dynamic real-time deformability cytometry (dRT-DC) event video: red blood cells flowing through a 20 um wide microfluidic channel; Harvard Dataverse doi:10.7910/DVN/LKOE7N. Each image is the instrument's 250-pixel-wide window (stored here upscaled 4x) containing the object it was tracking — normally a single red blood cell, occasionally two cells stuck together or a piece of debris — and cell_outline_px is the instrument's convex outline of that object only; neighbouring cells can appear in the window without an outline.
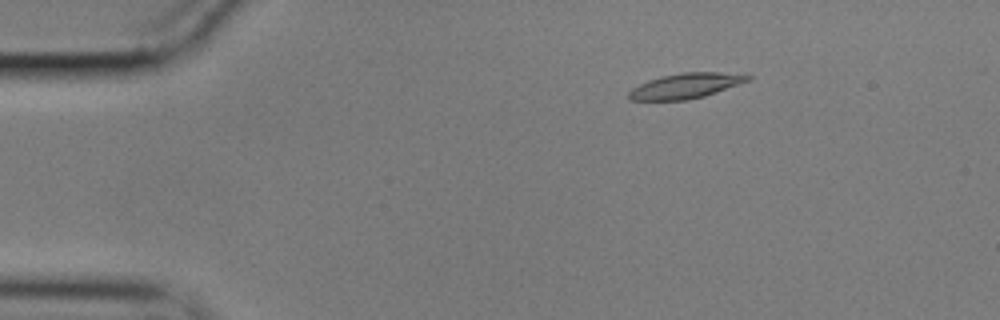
{"species": "common noctule bat (a hibernating species)", "species_latin": "Nyctalus noctula", "temperature_condition": "cold", "stored_images_in_passage": 57, "camera_frame_rate_fps": 3000, "um_per_image_px": 0.085, "animal": {"sex": "male", "body_mass_g": 17.9}, "frame": {"image": 1, "passage_image": 9, "time_ms": 2.667, "image_size_px": [1000, 320], "cell_outline_px": [[752, 76], [748, 80], [704, 96], [688, 100], [628, 100], [628, 92], [632, 88], [648, 80], [660, 76], [680, 72], [720, 72]], "centroid_in_image_um": [58.19, 7.29], "position_along_channel_um": 26.8, "area_um2": 17.22}}
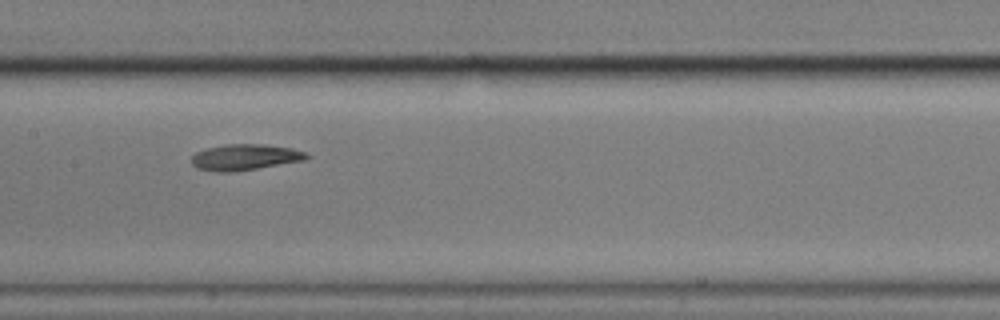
{"frame": {"image": 2, "passage_image": 28, "time_ms": 9.0, "image_size_px": [1000, 320], "cell_outline_px": [[312, 156], [308, 160], [256, 168], [228, 172], [216, 172], [196, 168], [192, 164], [192, 156], [196, 152], [208, 148], [228, 144], [264, 144], [292, 148], [308, 152]], "centroid_in_image_um": [20.89, 13.36], "position_along_channel_um": 186.5, "area_um2": 17.51}}
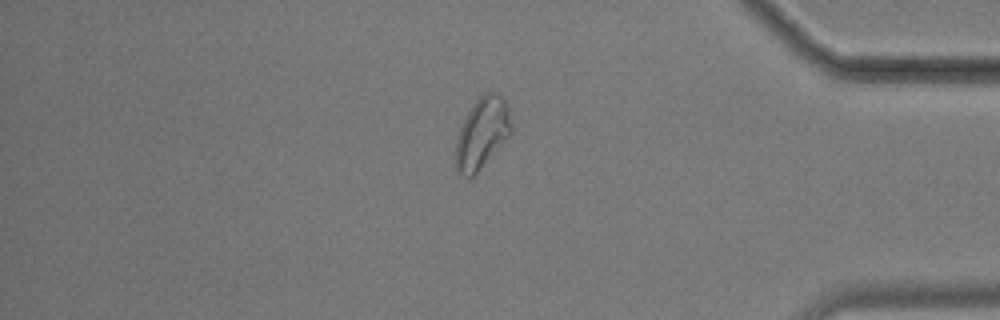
{"frame": {"image": 3, "passage_image": 48, "time_ms": 15.667, "image_size_px": [1000, 320], "cell_outline_px": [[512, 132], [476, 172], [468, 180], [456, 172], [456, 140], [460, 128], [468, 112], [476, 100], [484, 92], [496, 92], [508, 104], [512, 128]], "centroid_in_image_um": [40.97, 11.31], "position_along_channel_um": 394.2, "area_um2": 22.66}, "authors_computed_cell_mechanics": {"area_um2": 17.6868, "velocity_mm_per_s": 3.5155, "shape_relaxation_time_tau1_ms": null, "shape_relaxation_time_tau2_ms": 7.3824, "deformation_change_tau1": null, "deformation_change_tau2": 0.1351}}